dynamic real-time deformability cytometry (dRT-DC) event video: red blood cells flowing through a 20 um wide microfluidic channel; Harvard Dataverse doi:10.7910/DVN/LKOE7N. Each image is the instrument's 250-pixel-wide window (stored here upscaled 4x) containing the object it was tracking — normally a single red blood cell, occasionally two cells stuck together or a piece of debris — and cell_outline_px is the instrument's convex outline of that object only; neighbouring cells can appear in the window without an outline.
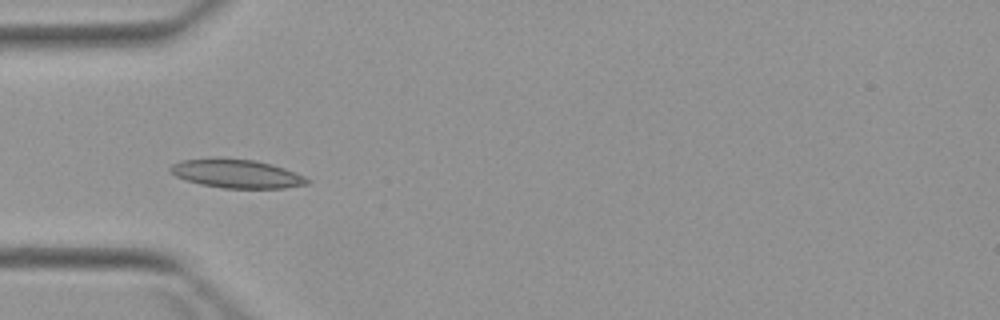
{"species": "Egyptian fruit bat (a non-hibernating species)", "species_latin": "Rousettus aegyptiacus", "temperature_condition": "warm", "stored_images_in_passage": 7, "camera_frame_rate_fps": 3000, "um_per_image_px": 0.085, "animal": {"sex": "female"}, "frame": {"image": 1, "passage_image": 4, "time_ms": 4.667, "image_size_px": [1000, 320], "cell_outline_px": [[312, 180], [308, 184], [284, 188], [224, 188], [200, 184], [176, 176], [168, 172], [168, 168], [172, 164], [180, 160], [216, 156], [220, 156], [256, 160], [272, 164], [284, 168], [304, 176]], "centroid_in_image_um": [20.07, 14.73], "position_along_channel_um": 64.9, "area_um2": 23.41}}
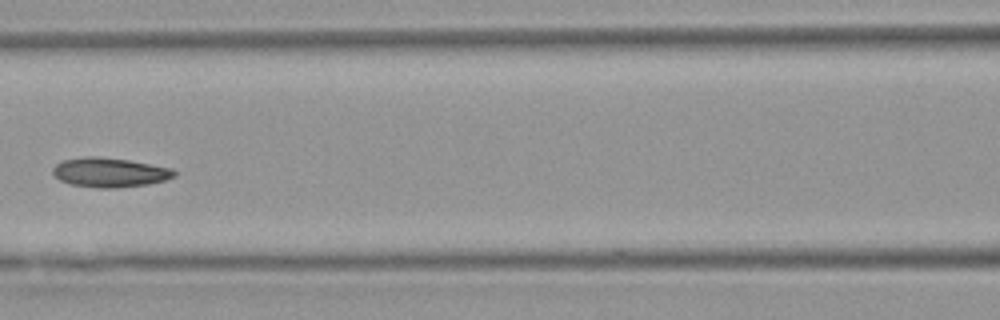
{"frame": {"image": 2, "passage_image": 6, "time_ms": 7.0, "image_size_px": [1000, 320], "cell_outline_px": [[176, 176], [164, 180], [148, 184], [116, 188], [100, 188], [72, 184], [60, 180], [52, 172], [52, 168], [56, 164], [64, 160], [88, 156], [96, 156], [128, 160], [172, 168], [176, 172]], "centroid_in_image_um": [9.33, 14.65], "position_along_channel_um": 157.3, "area_um2": 20.63}}
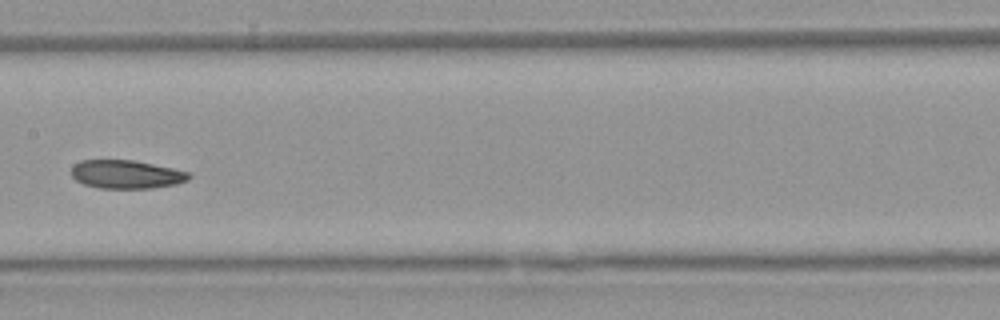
{"frame": {"image": 3, "passage_image": 7, "time_ms": 8.0, "image_size_px": [1000, 320], "cell_outline_px": [[192, 176], [188, 180], [176, 184], [152, 188], [100, 188], [84, 184], [76, 180], [72, 176], [72, 168], [80, 160], [132, 160], [192, 172]], "centroid_in_image_um": [10.78, 14.82], "position_along_channel_um": 196.6, "area_um2": 19.42}}